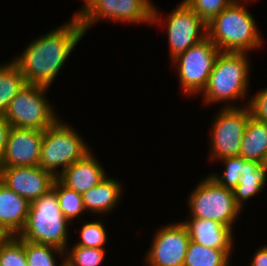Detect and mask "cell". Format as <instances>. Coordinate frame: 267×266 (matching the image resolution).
I'll return each instance as SVG.
<instances>
[{"label":"cell","instance_id":"603a6c76","mask_svg":"<svg viewBox=\"0 0 267 266\" xmlns=\"http://www.w3.org/2000/svg\"><path fill=\"white\" fill-rule=\"evenodd\" d=\"M25 255L28 266H66L65 251L52 245L25 241ZM57 255L61 263L57 262Z\"/></svg>","mask_w":267,"mask_h":266},{"label":"cell","instance_id":"5bb4252c","mask_svg":"<svg viewBox=\"0 0 267 266\" xmlns=\"http://www.w3.org/2000/svg\"><path fill=\"white\" fill-rule=\"evenodd\" d=\"M44 131L11 127L0 167L39 166Z\"/></svg>","mask_w":267,"mask_h":266},{"label":"cell","instance_id":"4316f807","mask_svg":"<svg viewBox=\"0 0 267 266\" xmlns=\"http://www.w3.org/2000/svg\"><path fill=\"white\" fill-rule=\"evenodd\" d=\"M220 161L225 165L223 174L221 173L219 175L217 173L211 172L208 176L211 177L220 186L233 191L238 185L239 176L242 175L243 162L245 161V159L240 156H236L222 158L218 160V162Z\"/></svg>","mask_w":267,"mask_h":266},{"label":"cell","instance_id":"2e32d148","mask_svg":"<svg viewBox=\"0 0 267 266\" xmlns=\"http://www.w3.org/2000/svg\"><path fill=\"white\" fill-rule=\"evenodd\" d=\"M182 223L186 226L190 240L208 248L234 250L233 230L209 219L189 218Z\"/></svg>","mask_w":267,"mask_h":266},{"label":"cell","instance_id":"5b68a950","mask_svg":"<svg viewBox=\"0 0 267 266\" xmlns=\"http://www.w3.org/2000/svg\"><path fill=\"white\" fill-rule=\"evenodd\" d=\"M67 123L59 118L44 130L42 139L39 166L56 178L92 150L83 136L81 137L77 130Z\"/></svg>","mask_w":267,"mask_h":266},{"label":"cell","instance_id":"d4e9b609","mask_svg":"<svg viewBox=\"0 0 267 266\" xmlns=\"http://www.w3.org/2000/svg\"><path fill=\"white\" fill-rule=\"evenodd\" d=\"M106 254V248H86L73 245L71 249V247L68 246L65 250V265L101 266Z\"/></svg>","mask_w":267,"mask_h":266},{"label":"cell","instance_id":"ac0fdd59","mask_svg":"<svg viewBox=\"0 0 267 266\" xmlns=\"http://www.w3.org/2000/svg\"><path fill=\"white\" fill-rule=\"evenodd\" d=\"M30 204L0 181V223L14 235L25 227Z\"/></svg>","mask_w":267,"mask_h":266},{"label":"cell","instance_id":"836d02e7","mask_svg":"<svg viewBox=\"0 0 267 266\" xmlns=\"http://www.w3.org/2000/svg\"><path fill=\"white\" fill-rule=\"evenodd\" d=\"M89 1H90V0H84L83 6L80 8V10H81L83 7H85V6L88 4Z\"/></svg>","mask_w":267,"mask_h":266},{"label":"cell","instance_id":"d6a6232c","mask_svg":"<svg viewBox=\"0 0 267 266\" xmlns=\"http://www.w3.org/2000/svg\"><path fill=\"white\" fill-rule=\"evenodd\" d=\"M13 236L15 235L0 223V247L7 243Z\"/></svg>","mask_w":267,"mask_h":266},{"label":"cell","instance_id":"8992f818","mask_svg":"<svg viewBox=\"0 0 267 266\" xmlns=\"http://www.w3.org/2000/svg\"><path fill=\"white\" fill-rule=\"evenodd\" d=\"M187 198L190 218L217 221L232 230L242 212L235 202L233 191L220 186L208 175L198 182Z\"/></svg>","mask_w":267,"mask_h":266},{"label":"cell","instance_id":"e0dca14e","mask_svg":"<svg viewBox=\"0 0 267 266\" xmlns=\"http://www.w3.org/2000/svg\"><path fill=\"white\" fill-rule=\"evenodd\" d=\"M107 176L95 187L82 194L85 210L89 213L106 215L112 213L119 205L123 196V187L120 180Z\"/></svg>","mask_w":267,"mask_h":266},{"label":"cell","instance_id":"52a82bcc","mask_svg":"<svg viewBox=\"0 0 267 266\" xmlns=\"http://www.w3.org/2000/svg\"><path fill=\"white\" fill-rule=\"evenodd\" d=\"M48 89L26 84L11 100L4 118L12 127L46 130L59 119L55 107L46 98Z\"/></svg>","mask_w":267,"mask_h":266},{"label":"cell","instance_id":"f1b7e54d","mask_svg":"<svg viewBox=\"0 0 267 266\" xmlns=\"http://www.w3.org/2000/svg\"><path fill=\"white\" fill-rule=\"evenodd\" d=\"M206 24L234 0H183Z\"/></svg>","mask_w":267,"mask_h":266},{"label":"cell","instance_id":"30bf717a","mask_svg":"<svg viewBox=\"0 0 267 266\" xmlns=\"http://www.w3.org/2000/svg\"><path fill=\"white\" fill-rule=\"evenodd\" d=\"M152 0H90L75 13L86 32L99 21L152 24Z\"/></svg>","mask_w":267,"mask_h":266},{"label":"cell","instance_id":"277c9868","mask_svg":"<svg viewBox=\"0 0 267 266\" xmlns=\"http://www.w3.org/2000/svg\"><path fill=\"white\" fill-rule=\"evenodd\" d=\"M63 215L56 193H48L30 204L27 221L19 237L25 241L52 245L65 251L68 245L69 226Z\"/></svg>","mask_w":267,"mask_h":266},{"label":"cell","instance_id":"484cf974","mask_svg":"<svg viewBox=\"0 0 267 266\" xmlns=\"http://www.w3.org/2000/svg\"><path fill=\"white\" fill-rule=\"evenodd\" d=\"M103 220L87 221L82 224L79 234V240L76 246L86 248H105L107 239L106 225Z\"/></svg>","mask_w":267,"mask_h":266},{"label":"cell","instance_id":"cb8c5ba5","mask_svg":"<svg viewBox=\"0 0 267 266\" xmlns=\"http://www.w3.org/2000/svg\"><path fill=\"white\" fill-rule=\"evenodd\" d=\"M52 189L55 191L59 207L66 219L72 224L73 220L86 213L82 194L64 186L57 178L55 179Z\"/></svg>","mask_w":267,"mask_h":266},{"label":"cell","instance_id":"ba28073f","mask_svg":"<svg viewBox=\"0 0 267 266\" xmlns=\"http://www.w3.org/2000/svg\"><path fill=\"white\" fill-rule=\"evenodd\" d=\"M157 10L154 5L152 24H159V27L166 25L171 61L207 37V24L183 0L166 19Z\"/></svg>","mask_w":267,"mask_h":266},{"label":"cell","instance_id":"9a60e30c","mask_svg":"<svg viewBox=\"0 0 267 266\" xmlns=\"http://www.w3.org/2000/svg\"><path fill=\"white\" fill-rule=\"evenodd\" d=\"M98 161L91 150L67 167L57 179L67 188L83 194L107 177L106 170Z\"/></svg>","mask_w":267,"mask_h":266},{"label":"cell","instance_id":"44dd1931","mask_svg":"<svg viewBox=\"0 0 267 266\" xmlns=\"http://www.w3.org/2000/svg\"><path fill=\"white\" fill-rule=\"evenodd\" d=\"M233 251L204 247L190 240L183 266H229Z\"/></svg>","mask_w":267,"mask_h":266},{"label":"cell","instance_id":"6da1fadb","mask_svg":"<svg viewBox=\"0 0 267 266\" xmlns=\"http://www.w3.org/2000/svg\"><path fill=\"white\" fill-rule=\"evenodd\" d=\"M84 35L79 19L73 14L63 25L33 39L23 54L12 61L27 84L49 88Z\"/></svg>","mask_w":267,"mask_h":266},{"label":"cell","instance_id":"3957f363","mask_svg":"<svg viewBox=\"0 0 267 266\" xmlns=\"http://www.w3.org/2000/svg\"><path fill=\"white\" fill-rule=\"evenodd\" d=\"M246 52H220L207 85L202 91L204 105L226 102L223 107H241L234 102L249 95L251 61ZM250 67V68H249ZM229 101V102H228ZM232 101V102H231Z\"/></svg>","mask_w":267,"mask_h":266},{"label":"cell","instance_id":"9c48e42d","mask_svg":"<svg viewBox=\"0 0 267 266\" xmlns=\"http://www.w3.org/2000/svg\"><path fill=\"white\" fill-rule=\"evenodd\" d=\"M220 52L206 37L170 62L176 65L180 89L184 95L190 97L202 93Z\"/></svg>","mask_w":267,"mask_h":266},{"label":"cell","instance_id":"ffe728a7","mask_svg":"<svg viewBox=\"0 0 267 266\" xmlns=\"http://www.w3.org/2000/svg\"><path fill=\"white\" fill-rule=\"evenodd\" d=\"M267 155V122L249 118L239 156L247 161L264 163Z\"/></svg>","mask_w":267,"mask_h":266},{"label":"cell","instance_id":"83f0119b","mask_svg":"<svg viewBox=\"0 0 267 266\" xmlns=\"http://www.w3.org/2000/svg\"><path fill=\"white\" fill-rule=\"evenodd\" d=\"M0 266H28L25 240L15 235L0 247Z\"/></svg>","mask_w":267,"mask_h":266},{"label":"cell","instance_id":"7a4b0ae2","mask_svg":"<svg viewBox=\"0 0 267 266\" xmlns=\"http://www.w3.org/2000/svg\"><path fill=\"white\" fill-rule=\"evenodd\" d=\"M255 1L234 0L207 23V37L221 52L249 53L262 46L264 39L256 20L245 8L246 3Z\"/></svg>","mask_w":267,"mask_h":266},{"label":"cell","instance_id":"d6986e66","mask_svg":"<svg viewBox=\"0 0 267 266\" xmlns=\"http://www.w3.org/2000/svg\"><path fill=\"white\" fill-rule=\"evenodd\" d=\"M267 184V166L264 163L243 162V172L238 178V185L233 190L236 204L243 209L244 203L263 191Z\"/></svg>","mask_w":267,"mask_h":266},{"label":"cell","instance_id":"4fadbf2b","mask_svg":"<svg viewBox=\"0 0 267 266\" xmlns=\"http://www.w3.org/2000/svg\"><path fill=\"white\" fill-rule=\"evenodd\" d=\"M55 179L40 166L0 167V181L30 203L48 193Z\"/></svg>","mask_w":267,"mask_h":266},{"label":"cell","instance_id":"1f68e13d","mask_svg":"<svg viewBox=\"0 0 267 266\" xmlns=\"http://www.w3.org/2000/svg\"><path fill=\"white\" fill-rule=\"evenodd\" d=\"M249 266H267V245L256 249Z\"/></svg>","mask_w":267,"mask_h":266},{"label":"cell","instance_id":"7402d4cb","mask_svg":"<svg viewBox=\"0 0 267 266\" xmlns=\"http://www.w3.org/2000/svg\"><path fill=\"white\" fill-rule=\"evenodd\" d=\"M26 84L24 76L12 60L0 64V115H4L11 100Z\"/></svg>","mask_w":267,"mask_h":266},{"label":"cell","instance_id":"f546056e","mask_svg":"<svg viewBox=\"0 0 267 266\" xmlns=\"http://www.w3.org/2000/svg\"><path fill=\"white\" fill-rule=\"evenodd\" d=\"M251 97L246 101L251 116L256 120L267 122V87Z\"/></svg>","mask_w":267,"mask_h":266},{"label":"cell","instance_id":"e575fe53","mask_svg":"<svg viewBox=\"0 0 267 266\" xmlns=\"http://www.w3.org/2000/svg\"><path fill=\"white\" fill-rule=\"evenodd\" d=\"M264 164L267 166V155H266Z\"/></svg>","mask_w":267,"mask_h":266},{"label":"cell","instance_id":"4dcf8cb0","mask_svg":"<svg viewBox=\"0 0 267 266\" xmlns=\"http://www.w3.org/2000/svg\"><path fill=\"white\" fill-rule=\"evenodd\" d=\"M10 123L4 118L3 115H0V161L4 155L7 138L9 131L11 129Z\"/></svg>","mask_w":267,"mask_h":266},{"label":"cell","instance_id":"7c38bea8","mask_svg":"<svg viewBox=\"0 0 267 266\" xmlns=\"http://www.w3.org/2000/svg\"><path fill=\"white\" fill-rule=\"evenodd\" d=\"M151 241L146 266H183L190 238L182 221L160 226Z\"/></svg>","mask_w":267,"mask_h":266},{"label":"cell","instance_id":"8fae6325","mask_svg":"<svg viewBox=\"0 0 267 266\" xmlns=\"http://www.w3.org/2000/svg\"><path fill=\"white\" fill-rule=\"evenodd\" d=\"M242 107H221L211 124L209 144L210 161L239 156L241 142L249 118L250 110ZM211 154V155H210Z\"/></svg>","mask_w":267,"mask_h":266}]
</instances>
